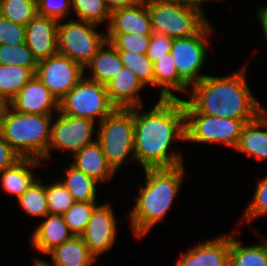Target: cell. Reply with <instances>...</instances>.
I'll return each instance as SVG.
<instances>
[{
	"instance_id": "obj_1",
	"label": "cell",
	"mask_w": 267,
	"mask_h": 266,
	"mask_svg": "<svg viewBox=\"0 0 267 266\" xmlns=\"http://www.w3.org/2000/svg\"><path fill=\"white\" fill-rule=\"evenodd\" d=\"M141 108L134 107L135 161L143 169L182 165L181 153L169 150L174 140H186L184 99L159 98L149 111Z\"/></svg>"
},
{
	"instance_id": "obj_2",
	"label": "cell",
	"mask_w": 267,
	"mask_h": 266,
	"mask_svg": "<svg viewBox=\"0 0 267 266\" xmlns=\"http://www.w3.org/2000/svg\"><path fill=\"white\" fill-rule=\"evenodd\" d=\"M246 78L245 67L228 76L206 75L190 87L186 101L200 114L251 122L266 109L252 94Z\"/></svg>"
},
{
	"instance_id": "obj_3",
	"label": "cell",
	"mask_w": 267,
	"mask_h": 266,
	"mask_svg": "<svg viewBox=\"0 0 267 266\" xmlns=\"http://www.w3.org/2000/svg\"><path fill=\"white\" fill-rule=\"evenodd\" d=\"M145 185L140 186L139 196L126 215L131 220L135 237L143 238L151 229L164 219L176 198L185 169L183 164L171 168H146Z\"/></svg>"
},
{
	"instance_id": "obj_4",
	"label": "cell",
	"mask_w": 267,
	"mask_h": 266,
	"mask_svg": "<svg viewBox=\"0 0 267 266\" xmlns=\"http://www.w3.org/2000/svg\"><path fill=\"white\" fill-rule=\"evenodd\" d=\"M54 115L26 114L0 106V132L21 158L47 159Z\"/></svg>"
},
{
	"instance_id": "obj_5",
	"label": "cell",
	"mask_w": 267,
	"mask_h": 266,
	"mask_svg": "<svg viewBox=\"0 0 267 266\" xmlns=\"http://www.w3.org/2000/svg\"><path fill=\"white\" fill-rule=\"evenodd\" d=\"M96 136L108 164L115 172L125 160L135 161L134 108H116L99 123Z\"/></svg>"
},
{
	"instance_id": "obj_6",
	"label": "cell",
	"mask_w": 267,
	"mask_h": 266,
	"mask_svg": "<svg viewBox=\"0 0 267 266\" xmlns=\"http://www.w3.org/2000/svg\"><path fill=\"white\" fill-rule=\"evenodd\" d=\"M186 140L190 142L224 144L235 149L246 124L242 120L198 113L184 100Z\"/></svg>"
},
{
	"instance_id": "obj_7",
	"label": "cell",
	"mask_w": 267,
	"mask_h": 266,
	"mask_svg": "<svg viewBox=\"0 0 267 266\" xmlns=\"http://www.w3.org/2000/svg\"><path fill=\"white\" fill-rule=\"evenodd\" d=\"M116 107L111 103L106 85L83 78L59 100V112L99 123Z\"/></svg>"
},
{
	"instance_id": "obj_8",
	"label": "cell",
	"mask_w": 267,
	"mask_h": 266,
	"mask_svg": "<svg viewBox=\"0 0 267 266\" xmlns=\"http://www.w3.org/2000/svg\"><path fill=\"white\" fill-rule=\"evenodd\" d=\"M201 6L147 5L152 31L173 39L197 34L208 23Z\"/></svg>"
},
{
	"instance_id": "obj_9",
	"label": "cell",
	"mask_w": 267,
	"mask_h": 266,
	"mask_svg": "<svg viewBox=\"0 0 267 266\" xmlns=\"http://www.w3.org/2000/svg\"><path fill=\"white\" fill-rule=\"evenodd\" d=\"M97 26L75 19L58 22V53L84 68L106 41V32L95 31Z\"/></svg>"
},
{
	"instance_id": "obj_10",
	"label": "cell",
	"mask_w": 267,
	"mask_h": 266,
	"mask_svg": "<svg viewBox=\"0 0 267 266\" xmlns=\"http://www.w3.org/2000/svg\"><path fill=\"white\" fill-rule=\"evenodd\" d=\"M212 28L208 22L197 34L173 40L170 54L174 58L179 77L189 87L206 76L201 73V69L206 62Z\"/></svg>"
},
{
	"instance_id": "obj_11",
	"label": "cell",
	"mask_w": 267,
	"mask_h": 266,
	"mask_svg": "<svg viewBox=\"0 0 267 266\" xmlns=\"http://www.w3.org/2000/svg\"><path fill=\"white\" fill-rule=\"evenodd\" d=\"M54 119L55 121H51L47 159H52V149L67 151L72 156L75 152L96 140L93 139L96 132L94 130L95 122L92 120L67 116L60 112Z\"/></svg>"
},
{
	"instance_id": "obj_12",
	"label": "cell",
	"mask_w": 267,
	"mask_h": 266,
	"mask_svg": "<svg viewBox=\"0 0 267 266\" xmlns=\"http://www.w3.org/2000/svg\"><path fill=\"white\" fill-rule=\"evenodd\" d=\"M84 68L63 54L38 61L35 75L58 99H62L85 75Z\"/></svg>"
},
{
	"instance_id": "obj_13",
	"label": "cell",
	"mask_w": 267,
	"mask_h": 266,
	"mask_svg": "<svg viewBox=\"0 0 267 266\" xmlns=\"http://www.w3.org/2000/svg\"><path fill=\"white\" fill-rule=\"evenodd\" d=\"M110 203L97 205L85 231L80 235L89 251L97 258L113 248L117 222Z\"/></svg>"
},
{
	"instance_id": "obj_14",
	"label": "cell",
	"mask_w": 267,
	"mask_h": 266,
	"mask_svg": "<svg viewBox=\"0 0 267 266\" xmlns=\"http://www.w3.org/2000/svg\"><path fill=\"white\" fill-rule=\"evenodd\" d=\"M14 110L26 114L54 115L59 112V100L34 75L8 103Z\"/></svg>"
},
{
	"instance_id": "obj_15",
	"label": "cell",
	"mask_w": 267,
	"mask_h": 266,
	"mask_svg": "<svg viewBox=\"0 0 267 266\" xmlns=\"http://www.w3.org/2000/svg\"><path fill=\"white\" fill-rule=\"evenodd\" d=\"M58 20L37 14L26 26V44L37 61L58 52Z\"/></svg>"
},
{
	"instance_id": "obj_16",
	"label": "cell",
	"mask_w": 267,
	"mask_h": 266,
	"mask_svg": "<svg viewBox=\"0 0 267 266\" xmlns=\"http://www.w3.org/2000/svg\"><path fill=\"white\" fill-rule=\"evenodd\" d=\"M230 235L208 239L187 249L175 266H229Z\"/></svg>"
},
{
	"instance_id": "obj_17",
	"label": "cell",
	"mask_w": 267,
	"mask_h": 266,
	"mask_svg": "<svg viewBox=\"0 0 267 266\" xmlns=\"http://www.w3.org/2000/svg\"><path fill=\"white\" fill-rule=\"evenodd\" d=\"M106 87L109 99L116 108L130 109L142 106L139 93L145 86L131 69L124 66Z\"/></svg>"
},
{
	"instance_id": "obj_18",
	"label": "cell",
	"mask_w": 267,
	"mask_h": 266,
	"mask_svg": "<svg viewBox=\"0 0 267 266\" xmlns=\"http://www.w3.org/2000/svg\"><path fill=\"white\" fill-rule=\"evenodd\" d=\"M108 25L106 33H136L141 35L153 33L147 5L141 0L131 7L112 11Z\"/></svg>"
},
{
	"instance_id": "obj_19",
	"label": "cell",
	"mask_w": 267,
	"mask_h": 266,
	"mask_svg": "<svg viewBox=\"0 0 267 266\" xmlns=\"http://www.w3.org/2000/svg\"><path fill=\"white\" fill-rule=\"evenodd\" d=\"M44 221L32 234V247L42 254H48L55 247L70 240L74 234L69 230L63 215L47 214Z\"/></svg>"
},
{
	"instance_id": "obj_20",
	"label": "cell",
	"mask_w": 267,
	"mask_h": 266,
	"mask_svg": "<svg viewBox=\"0 0 267 266\" xmlns=\"http://www.w3.org/2000/svg\"><path fill=\"white\" fill-rule=\"evenodd\" d=\"M72 157L74 160L70 164L98 183L108 181L116 173L108 164L96 140L75 152Z\"/></svg>"
},
{
	"instance_id": "obj_21",
	"label": "cell",
	"mask_w": 267,
	"mask_h": 266,
	"mask_svg": "<svg viewBox=\"0 0 267 266\" xmlns=\"http://www.w3.org/2000/svg\"><path fill=\"white\" fill-rule=\"evenodd\" d=\"M43 162L35 158H21L14 165L0 172V185L2 190L16 198L21 196L35 181L33 168L39 167Z\"/></svg>"
},
{
	"instance_id": "obj_22",
	"label": "cell",
	"mask_w": 267,
	"mask_h": 266,
	"mask_svg": "<svg viewBox=\"0 0 267 266\" xmlns=\"http://www.w3.org/2000/svg\"><path fill=\"white\" fill-rule=\"evenodd\" d=\"M267 108L256 119L244 125L235 148L257 160L267 161Z\"/></svg>"
},
{
	"instance_id": "obj_23",
	"label": "cell",
	"mask_w": 267,
	"mask_h": 266,
	"mask_svg": "<svg viewBox=\"0 0 267 266\" xmlns=\"http://www.w3.org/2000/svg\"><path fill=\"white\" fill-rule=\"evenodd\" d=\"M123 67L118 50L106 40L92 60L84 67V71L86 69L91 71V76H86L89 80L106 85Z\"/></svg>"
},
{
	"instance_id": "obj_24",
	"label": "cell",
	"mask_w": 267,
	"mask_h": 266,
	"mask_svg": "<svg viewBox=\"0 0 267 266\" xmlns=\"http://www.w3.org/2000/svg\"><path fill=\"white\" fill-rule=\"evenodd\" d=\"M154 85L160 87L161 99L179 98L173 94V91L189 93L190 90V87L179 77L174 58L170 53L154 62Z\"/></svg>"
},
{
	"instance_id": "obj_25",
	"label": "cell",
	"mask_w": 267,
	"mask_h": 266,
	"mask_svg": "<svg viewBox=\"0 0 267 266\" xmlns=\"http://www.w3.org/2000/svg\"><path fill=\"white\" fill-rule=\"evenodd\" d=\"M51 255V266H92L96 257L89 251L83 238L74 235L70 240L55 247Z\"/></svg>"
},
{
	"instance_id": "obj_26",
	"label": "cell",
	"mask_w": 267,
	"mask_h": 266,
	"mask_svg": "<svg viewBox=\"0 0 267 266\" xmlns=\"http://www.w3.org/2000/svg\"><path fill=\"white\" fill-rule=\"evenodd\" d=\"M258 244L243 246L230 234L229 266H267V238Z\"/></svg>"
},
{
	"instance_id": "obj_27",
	"label": "cell",
	"mask_w": 267,
	"mask_h": 266,
	"mask_svg": "<svg viewBox=\"0 0 267 266\" xmlns=\"http://www.w3.org/2000/svg\"><path fill=\"white\" fill-rule=\"evenodd\" d=\"M34 75L30 68L0 64V105L8 104Z\"/></svg>"
},
{
	"instance_id": "obj_28",
	"label": "cell",
	"mask_w": 267,
	"mask_h": 266,
	"mask_svg": "<svg viewBox=\"0 0 267 266\" xmlns=\"http://www.w3.org/2000/svg\"><path fill=\"white\" fill-rule=\"evenodd\" d=\"M64 172V178L61 182L75 202H96L97 181L72 165Z\"/></svg>"
},
{
	"instance_id": "obj_29",
	"label": "cell",
	"mask_w": 267,
	"mask_h": 266,
	"mask_svg": "<svg viewBox=\"0 0 267 266\" xmlns=\"http://www.w3.org/2000/svg\"><path fill=\"white\" fill-rule=\"evenodd\" d=\"M42 178H38L21 196L17 198L21 208L38 218H44L48 213L46 185L42 184Z\"/></svg>"
},
{
	"instance_id": "obj_30",
	"label": "cell",
	"mask_w": 267,
	"mask_h": 266,
	"mask_svg": "<svg viewBox=\"0 0 267 266\" xmlns=\"http://www.w3.org/2000/svg\"><path fill=\"white\" fill-rule=\"evenodd\" d=\"M0 15L26 26L37 15V0H0Z\"/></svg>"
},
{
	"instance_id": "obj_31",
	"label": "cell",
	"mask_w": 267,
	"mask_h": 266,
	"mask_svg": "<svg viewBox=\"0 0 267 266\" xmlns=\"http://www.w3.org/2000/svg\"><path fill=\"white\" fill-rule=\"evenodd\" d=\"M71 6L76 13V20L101 25L110 21L111 12L103 0H71Z\"/></svg>"
},
{
	"instance_id": "obj_32",
	"label": "cell",
	"mask_w": 267,
	"mask_h": 266,
	"mask_svg": "<svg viewBox=\"0 0 267 266\" xmlns=\"http://www.w3.org/2000/svg\"><path fill=\"white\" fill-rule=\"evenodd\" d=\"M123 65L131 69L141 83L154 86V63L146 56L131 51H118Z\"/></svg>"
},
{
	"instance_id": "obj_33",
	"label": "cell",
	"mask_w": 267,
	"mask_h": 266,
	"mask_svg": "<svg viewBox=\"0 0 267 266\" xmlns=\"http://www.w3.org/2000/svg\"><path fill=\"white\" fill-rule=\"evenodd\" d=\"M0 64H13L30 68L36 73L38 61L26 43L20 45H0Z\"/></svg>"
},
{
	"instance_id": "obj_34",
	"label": "cell",
	"mask_w": 267,
	"mask_h": 266,
	"mask_svg": "<svg viewBox=\"0 0 267 266\" xmlns=\"http://www.w3.org/2000/svg\"><path fill=\"white\" fill-rule=\"evenodd\" d=\"M96 202H75L64 214V220L69 230L80 236L86 229Z\"/></svg>"
},
{
	"instance_id": "obj_35",
	"label": "cell",
	"mask_w": 267,
	"mask_h": 266,
	"mask_svg": "<svg viewBox=\"0 0 267 266\" xmlns=\"http://www.w3.org/2000/svg\"><path fill=\"white\" fill-rule=\"evenodd\" d=\"M106 40L118 51H131L146 55L151 35H141L136 33H106Z\"/></svg>"
},
{
	"instance_id": "obj_36",
	"label": "cell",
	"mask_w": 267,
	"mask_h": 266,
	"mask_svg": "<svg viewBox=\"0 0 267 266\" xmlns=\"http://www.w3.org/2000/svg\"><path fill=\"white\" fill-rule=\"evenodd\" d=\"M46 194L49 214L63 215L75 203L61 180L46 184Z\"/></svg>"
},
{
	"instance_id": "obj_37",
	"label": "cell",
	"mask_w": 267,
	"mask_h": 266,
	"mask_svg": "<svg viewBox=\"0 0 267 266\" xmlns=\"http://www.w3.org/2000/svg\"><path fill=\"white\" fill-rule=\"evenodd\" d=\"M267 214V175L265 178L259 180L257 187L255 188L252 200L247 206L243 222L246 220L250 222L261 215Z\"/></svg>"
},
{
	"instance_id": "obj_38",
	"label": "cell",
	"mask_w": 267,
	"mask_h": 266,
	"mask_svg": "<svg viewBox=\"0 0 267 266\" xmlns=\"http://www.w3.org/2000/svg\"><path fill=\"white\" fill-rule=\"evenodd\" d=\"M26 43V28L0 15V45H20Z\"/></svg>"
},
{
	"instance_id": "obj_39",
	"label": "cell",
	"mask_w": 267,
	"mask_h": 266,
	"mask_svg": "<svg viewBox=\"0 0 267 266\" xmlns=\"http://www.w3.org/2000/svg\"><path fill=\"white\" fill-rule=\"evenodd\" d=\"M71 0H37V14L63 20L70 14Z\"/></svg>"
},
{
	"instance_id": "obj_40",
	"label": "cell",
	"mask_w": 267,
	"mask_h": 266,
	"mask_svg": "<svg viewBox=\"0 0 267 266\" xmlns=\"http://www.w3.org/2000/svg\"><path fill=\"white\" fill-rule=\"evenodd\" d=\"M173 38L165 34L153 32L146 56L154 63L164 55L169 54L173 44Z\"/></svg>"
},
{
	"instance_id": "obj_41",
	"label": "cell",
	"mask_w": 267,
	"mask_h": 266,
	"mask_svg": "<svg viewBox=\"0 0 267 266\" xmlns=\"http://www.w3.org/2000/svg\"><path fill=\"white\" fill-rule=\"evenodd\" d=\"M20 159V155L3 138L0 132V172L14 165Z\"/></svg>"
},
{
	"instance_id": "obj_42",
	"label": "cell",
	"mask_w": 267,
	"mask_h": 266,
	"mask_svg": "<svg viewBox=\"0 0 267 266\" xmlns=\"http://www.w3.org/2000/svg\"><path fill=\"white\" fill-rule=\"evenodd\" d=\"M146 5L175 4L183 6L202 5V2L212 0H141Z\"/></svg>"
},
{
	"instance_id": "obj_43",
	"label": "cell",
	"mask_w": 267,
	"mask_h": 266,
	"mask_svg": "<svg viewBox=\"0 0 267 266\" xmlns=\"http://www.w3.org/2000/svg\"><path fill=\"white\" fill-rule=\"evenodd\" d=\"M110 12L135 5L140 0H103Z\"/></svg>"
},
{
	"instance_id": "obj_44",
	"label": "cell",
	"mask_w": 267,
	"mask_h": 266,
	"mask_svg": "<svg viewBox=\"0 0 267 266\" xmlns=\"http://www.w3.org/2000/svg\"><path fill=\"white\" fill-rule=\"evenodd\" d=\"M258 18L262 26L263 34L267 40V6H264L258 10Z\"/></svg>"
},
{
	"instance_id": "obj_45",
	"label": "cell",
	"mask_w": 267,
	"mask_h": 266,
	"mask_svg": "<svg viewBox=\"0 0 267 266\" xmlns=\"http://www.w3.org/2000/svg\"><path fill=\"white\" fill-rule=\"evenodd\" d=\"M34 263L31 266H51L48 262L40 259L39 257H34Z\"/></svg>"
}]
</instances>
